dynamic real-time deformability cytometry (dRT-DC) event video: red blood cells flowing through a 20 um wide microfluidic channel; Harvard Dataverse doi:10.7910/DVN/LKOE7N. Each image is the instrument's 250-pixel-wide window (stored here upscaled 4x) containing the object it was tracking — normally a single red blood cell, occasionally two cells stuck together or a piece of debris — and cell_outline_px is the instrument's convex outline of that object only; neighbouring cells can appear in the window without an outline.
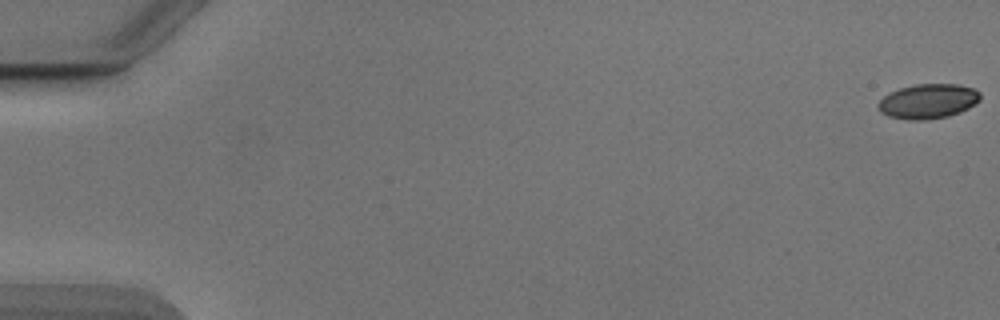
{"species": "Egyptian fruit bat (a non-hibernating species)", "species_latin": "Rousettus aegyptiacus", "temperature_condition": "cold", "stored_images_in_passage": 54, "camera_frame_rate_fps": 3000, "um_per_image_px": 0.085, "animal": {"sex": "male"}, "frame": {"image": 1, "passage_image": 1, "time_ms": 0.0, "image_size_px": [1000, 320], "cell_outline_px": [[980, 100], [976, 104], [960, 112], [948, 116], [924, 120], [912, 120], [888, 116], [880, 112], [876, 108], [876, 104], [888, 92], [900, 88], [916, 84], [956, 84], [976, 88], [980, 92]], "centroid_in_image_um": [78.88, 8.6], "position_along_channel_um": 6.1, "area_um2": 20.87}}
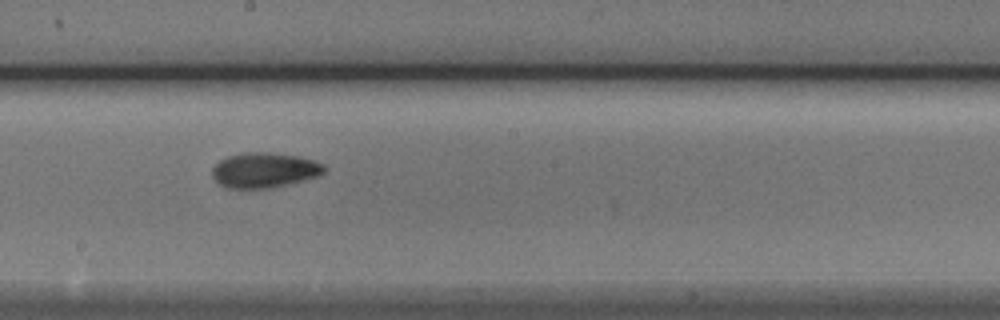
{"frame": {"image": 2, "passage_image": 31, "time_ms": 10.0, "image_size_px": [1000, 320], "cell_outline_px": [[328, 168], [324, 172], [316, 176], [304, 180], [272, 188], [228, 188], [220, 184], [212, 176], [212, 168], [220, 160], [228, 156], [244, 152], [268, 152], [296, 156], [312, 160], [324, 164]], "centroid_in_image_um": [22.47, 14.46], "position_along_channel_um": 225.7, "area_um2": 22.83}}
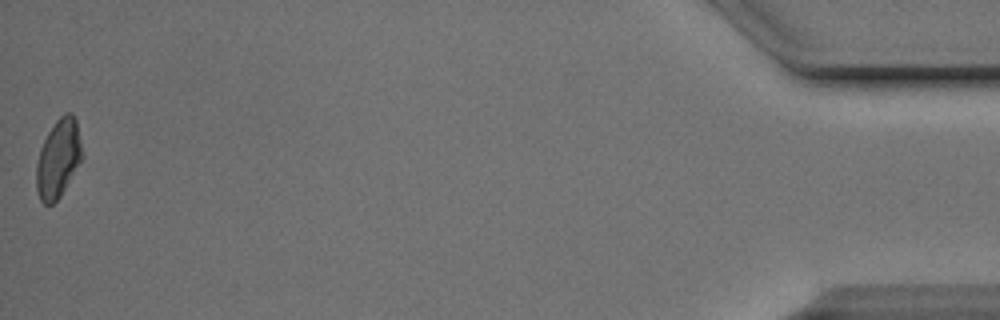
{"frame": {"image": 3, "passage_image": 54, "time_ms": 17.667, "image_size_px": [1000, 320], "cell_outline_px": [[84, 156], [60, 196], [52, 204], [44, 204], [40, 200], [36, 188], [36, 164], [40, 148], [48, 132], [56, 120], [64, 112], [72, 112], [76, 120]], "centroid_in_image_um": [4.96, 13.45], "position_along_channel_um": 430.2, "area_um2": 20.92}, "authors_computed_cell_mechanics": {"area_um2": 21.4438, "velocity_mm_per_s": 3.89, "shape_relaxation_time_tau1_ms": 3.07, "shape_relaxation_time_tau2_ms": 5.0157, "deformation_change_tau1": 0.1217, "deformation_change_tau2": 0.1024}}